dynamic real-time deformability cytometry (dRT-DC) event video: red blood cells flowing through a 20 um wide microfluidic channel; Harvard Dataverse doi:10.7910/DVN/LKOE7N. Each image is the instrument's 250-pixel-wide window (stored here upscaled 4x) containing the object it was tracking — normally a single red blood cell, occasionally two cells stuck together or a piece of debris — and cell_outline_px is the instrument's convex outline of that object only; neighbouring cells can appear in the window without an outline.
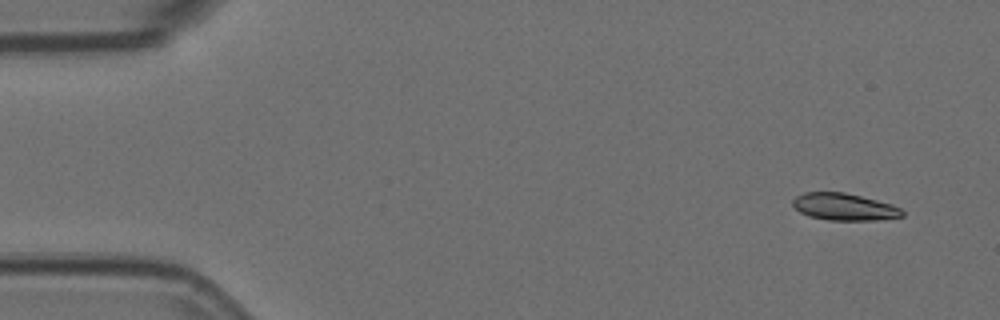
{"species": "Egyptian fruit bat (a non-hibernating species)", "species_latin": "Rousettus aegyptiacus", "temperature_condition": "room temperature", "stored_images_in_passage": 5, "camera_frame_rate_fps": 3000, "um_per_image_px": 0.085, "animal": {"sex": "female"}, "frame": {"image": 1, "passage_image": 1, "time_ms": 0.0, "image_size_px": [1000, 320], "cell_outline_px": [[904, 216], [876, 220], [828, 220], [808, 216], [800, 212], [792, 204], [792, 200], [796, 196], [804, 192], [844, 192], [892, 204], [900, 208], [904, 212]], "centroid_in_image_um": [71.75, 17.58], "position_along_channel_um": 13.3, "area_um2": 17.22}}
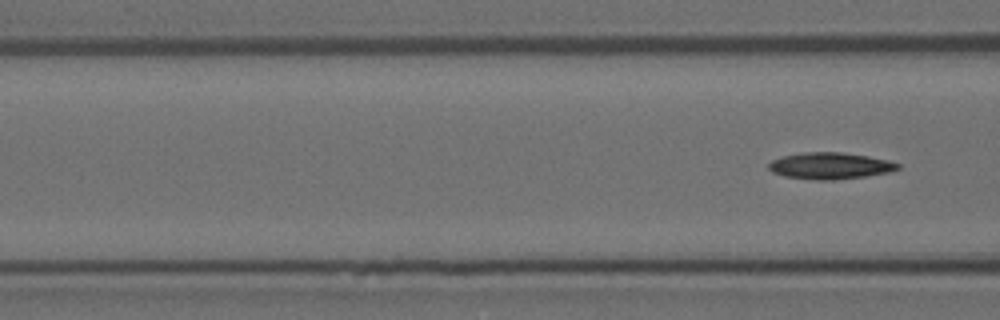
{"frame": {"image": 2, "passage_image": 5, "time_ms": 1.333, "image_size_px": [1000, 320], "cell_outline_px": [[900, 168], [892, 172], [864, 176], [832, 180], [816, 180], [784, 176], [772, 172], [768, 168], [768, 164], [772, 160], [784, 156], [800, 152], [840, 152], [868, 156], [888, 160], [900, 164]], "centroid_in_image_um": [70.56, 14.09], "position_along_channel_um": 96.0, "area_um2": 20.0}}